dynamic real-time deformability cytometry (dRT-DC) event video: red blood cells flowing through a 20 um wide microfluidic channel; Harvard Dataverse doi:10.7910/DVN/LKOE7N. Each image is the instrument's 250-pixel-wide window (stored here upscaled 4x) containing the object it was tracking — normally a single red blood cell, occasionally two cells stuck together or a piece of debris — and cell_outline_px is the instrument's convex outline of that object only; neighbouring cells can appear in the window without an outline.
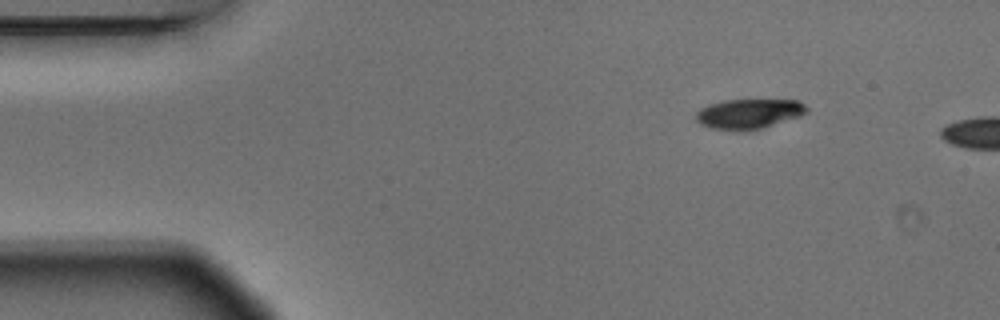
{"species": "Egyptian fruit bat (a non-hibernating species)", "species_latin": "Rousettus aegyptiacus", "temperature_condition": "warm", "stored_images_in_passage": 4, "camera_frame_rate_fps": 3000, "um_per_image_px": 0.085, "animal": {"sex": "male"}, "frame": {"image": 1, "passage_image": 1, "time_ms": 0.0, "image_size_px": [1000, 320], "cell_outline_px": [[808, 112], [800, 116], [760, 128], [736, 132], [712, 128], [700, 124], [696, 120], [696, 112], [700, 108], [708, 104], [724, 100], [800, 100], [808, 108]], "centroid_in_image_um": [63.63, 9.67], "position_along_channel_um": 21.4, "area_um2": 19.36}}